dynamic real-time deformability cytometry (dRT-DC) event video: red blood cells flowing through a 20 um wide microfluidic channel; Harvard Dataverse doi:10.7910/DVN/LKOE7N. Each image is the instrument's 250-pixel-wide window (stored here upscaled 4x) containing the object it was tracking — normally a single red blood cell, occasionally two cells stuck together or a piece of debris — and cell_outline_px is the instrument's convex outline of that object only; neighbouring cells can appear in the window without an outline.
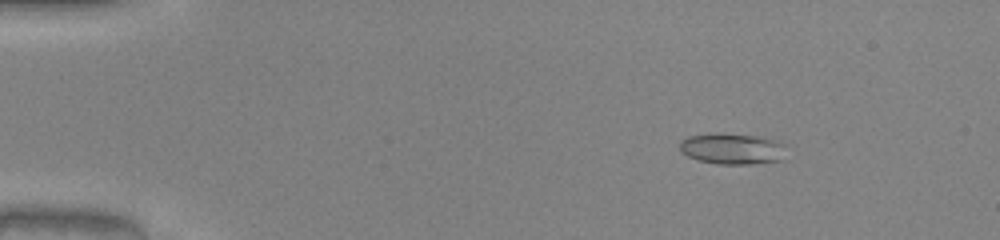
{"species": "common noctule bat (a hibernating species)", "species_latin": "Nyctalus noctula", "temperature_condition": "warm", "stored_images_in_passage": 52, "camera_frame_rate_fps": 3000, "um_per_image_px": 0.085, "animal": {"sex": "male", "body_mass_g": 20.0, "forearm_length_mm": 53.3}, "frame": {"image": 1, "passage_image": 8, "time_ms": 2.333, "image_size_px": [1000, 240], "cell_outline_px": [[788, 144], [784, 160], [752, 164], [716, 164], [696, 160], [680, 152], [680, 140], [688, 136], [756, 136], [776, 140]], "centroid_in_image_um": [62.33, 12.7], "position_along_channel_um": 22.7, "area_um2": 18.9}}
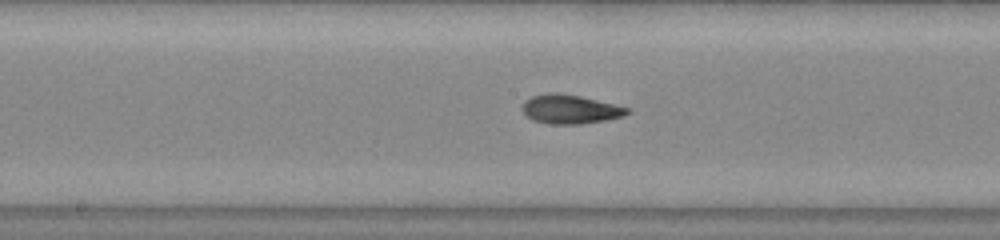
{"frame": {"image": 2, "passage_image": 28, "time_ms": 9.0, "image_size_px": [1000, 240], "cell_outline_px": [[632, 112], [624, 116], [604, 120], [580, 124], [552, 124], [532, 120], [520, 108], [524, 100], [532, 96], [548, 92], [560, 92], [580, 96], [628, 108]], "centroid_in_image_um": [48.42, 9.27], "position_along_channel_um": 199.8, "area_um2": 17.74}}
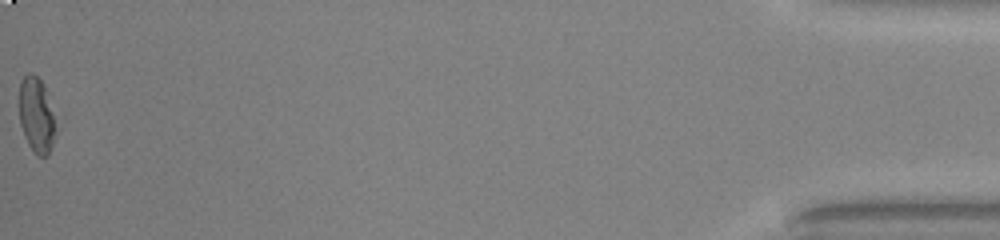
{"frame": {"image": 3, "passage_image": 52, "time_ms": 17.0, "image_size_px": [1000, 240], "cell_outline_px": [[56, 136], [48, 156], [36, 156], [28, 144], [24, 136], [20, 124], [16, 104], [20, 80], [28, 72], [32, 72], [44, 84], [56, 132]], "centroid_in_image_um": [3.02, 9.78], "position_along_channel_um": 432.2, "area_um2": 16.47}, "authors_computed_cell_mechanics": {"area_um2": 17.5423, "velocity_mm_per_s": 4.093, "shape_relaxation_time_tau1_ms": 5.1712, "shape_relaxation_time_tau2_ms": 3.5884, "deformation_change_tau1": 0.1907, "deformation_change_tau2": 0.1031}}